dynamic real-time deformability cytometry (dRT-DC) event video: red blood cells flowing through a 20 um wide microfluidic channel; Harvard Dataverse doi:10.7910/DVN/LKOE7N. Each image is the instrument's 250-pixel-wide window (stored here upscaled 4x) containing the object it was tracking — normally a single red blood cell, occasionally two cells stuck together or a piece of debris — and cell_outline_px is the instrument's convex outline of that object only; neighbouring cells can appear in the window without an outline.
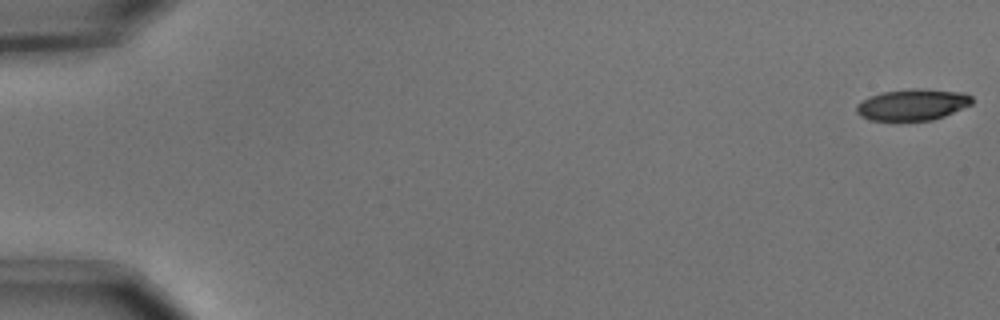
{"species": "common noctule bat (a hibernating species)", "species_latin": "Nyctalus noctula", "temperature_condition": "cold", "stored_images_in_passage": 55, "camera_frame_rate_fps": 3000, "um_per_image_px": 0.085, "animal": {"sex": "male", "body_mass_g": 15.6}, "frame": {"image": 1, "passage_image": 1, "time_ms": 0.0, "image_size_px": [1000, 320], "cell_outline_px": [[972, 104], [944, 116], [932, 120], [868, 120], [860, 116], [856, 112], [856, 104], [868, 96], [884, 92], [916, 88], [964, 92], [972, 96]], "centroid_in_image_um": [77.55, 8.89], "position_along_channel_um": 7.5, "area_um2": 21.1}}
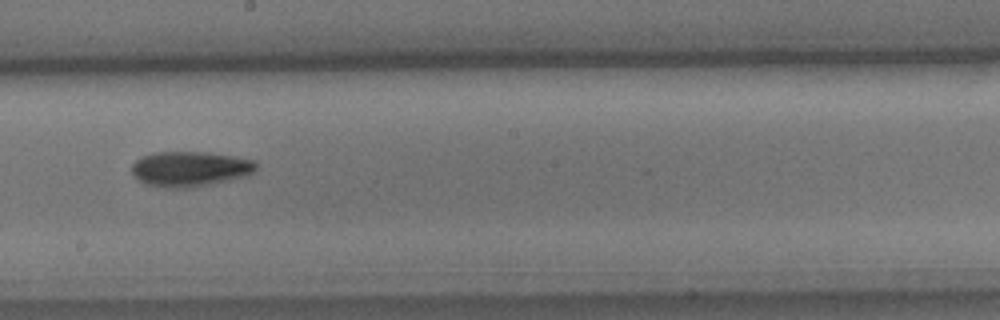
{"frame": {"image": 2, "passage_image": 32, "time_ms": 10.333, "image_size_px": [1000, 320], "cell_outline_px": [[256, 168], [248, 176], [212, 184], [188, 188], [164, 188], [144, 184], [136, 180], [132, 176], [132, 164], [140, 156], [152, 152], [208, 152], [256, 160]], "centroid_in_image_um": [16.1, 14.36], "position_along_channel_um": 232.1, "area_um2": 25.95}}
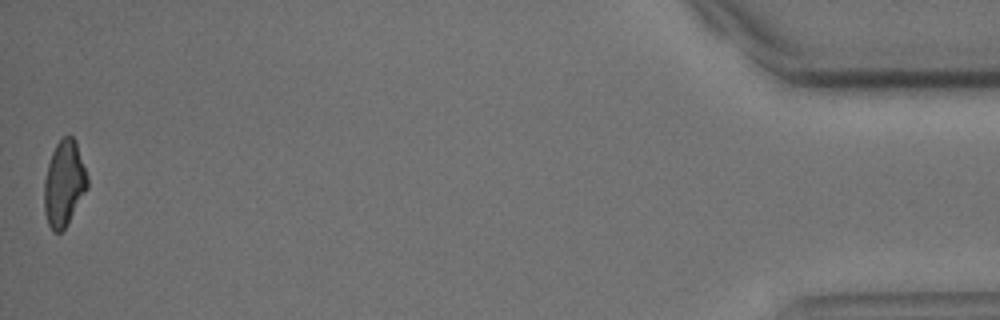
{"frame": {"image": 3, "passage_image": 55, "time_ms": 18.0, "image_size_px": [1000, 320], "cell_outline_px": [[88, 188], [64, 228], [60, 232], [52, 232], [48, 224], [44, 212], [44, 180], [48, 164], [52, 152], [56, 144], [64, 136], [72, 136], [76, 140], [88, 176]], "centroid_in_image_um": [5.44, 15.58], "position_along_channel_um": 429.8, "area_um2": 21.56}, "authors_computed_cell_mechanics": {"area_um2": 22.8888, "velocity_mm_per_s": 3.6993, "shape_relaxation_time_tau1_ms": 4.1297, "shape_relaxation_time_tau2_ms": null, "deformation_change_tau1": 0.1501, "deformation_change_tau2": null}}